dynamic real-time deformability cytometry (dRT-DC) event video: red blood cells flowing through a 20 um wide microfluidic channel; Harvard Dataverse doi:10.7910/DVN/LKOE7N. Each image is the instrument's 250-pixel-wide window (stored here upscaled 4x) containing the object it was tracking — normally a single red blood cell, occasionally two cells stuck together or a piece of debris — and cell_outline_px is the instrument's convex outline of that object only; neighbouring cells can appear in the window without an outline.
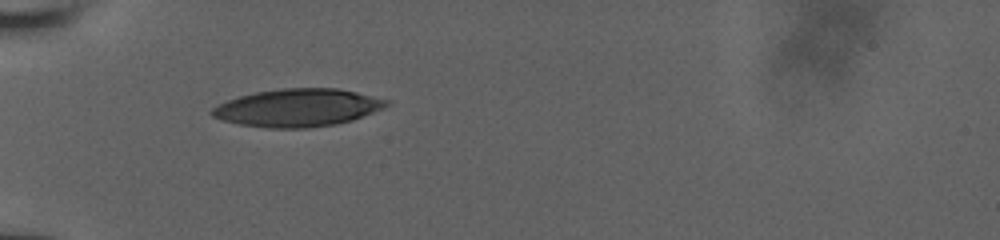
{"species": "human", "species_latin": "Homo sapiens", "temperature_condition": "room temperature", "stored_images_in_passage": 33, "camera_frame_rate_fps": 3000, "um_per_image_px": 0.085, "donor": {"sex": "male"}, "frame": {"image": 1, "passage_image": 1, "time_ms": 0.0, "image_size_px": [1000, 240], "cell_outline_px": [[392, 104], [384, 108], [352, 120], [336, 124], [308, 128], [268, 128], [240, 124], [220, 120], [212, 116], [208, 112], [212, 108], [228, 100], [240, 96], [256, 92], [280, 88], [336, 88], [356, 92], [388, 100]], "centroid_in_image_um": [25.3, 9.16], "position_along_channel_um": 59.7, "area_um2": 38.38}}
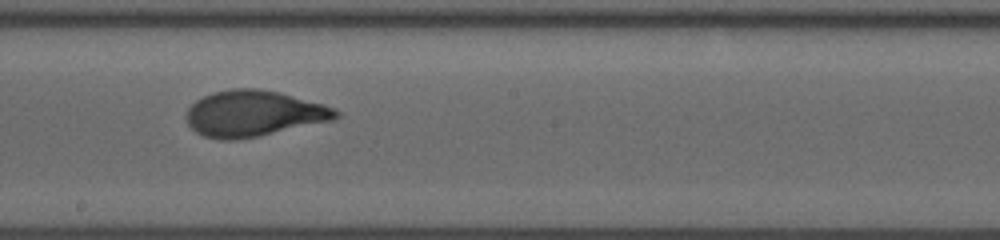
{"frame": {"image": 2, "passage_image": 14, "time_ms": 4.667, "image_size_px": [1000, 240], "cell_outline_px": [[340, 116], [336, 120], [236, 140], [220, 140], [204, 136], [196, 132], [188, 124], [184, 116], [188, 108], [196, 100], [212, 92], [232, 88], [256, 88], [280, 92], [324, 104], [336, 108], [340, 112]], "centroid_in_image_um": [21.58, 9.64], "position_along_channel_um": 226.6, "area_um2": 40.34}}
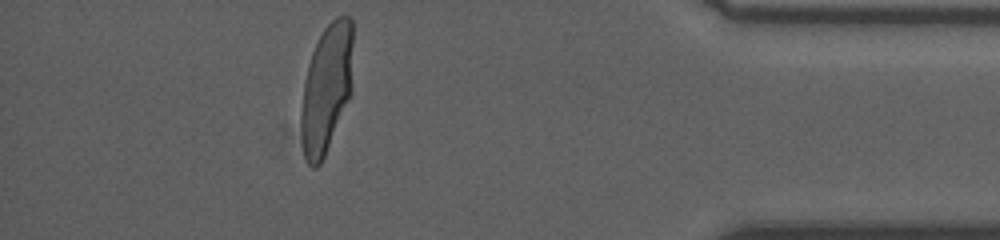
{"frame": {"image": 3, "passage_image": 28, "time_ms": 10.333, "image_size_px": [1000, 240], "cell_outline_px": [[352, 92], [324, 156], [320, 164], [316, 168], [312, 168], [308, 164], [304, 156], [300, 124], [300, 112], [304, 84], [308, 64], [312, 52], [324, 28], [336, 16], [348, 16], [352, 20]], "centroid_in_image_um": [27.75, 7.52], "position_along_channel_um": 407.5, "area_um2": 38.9}, "authors_computed_cell_mechanics": {"area_um2": 39.1884, "velocity_mm_per_s": 3.8458, "shape_relaxation_time_tau1_ms": 4.5016, "shape_relaxation_time_tau2_ms": null, "deformation_change_tau1": 0.2146, "deformation_change_tau2": null}}